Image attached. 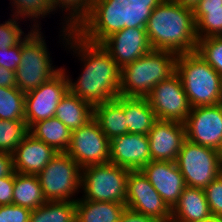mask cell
<instances>
[{
  "label": "cell",
  "instance_id": "obj_19",
  "mask_svg": "<svg viewBox=\"0 0 222 222\" xmlns=\"http://www.w3.org/2000/svg\"><path fill=\"white\" fill-rule=\"evenodd\" d=\"M57 153L54 148L28 133L13 153L14 171L38 175Z\"/></svg>",
  "mask_w": 222,
  "mask_h": 222
},
{
  "label": "cell",
  "instance_id": "obj_20",
  "mask_svg": "<svg viewBox=\"0 0 222 222\" xmlns=\"http://www.w3.org/2000/svg\"><path fill=\"white\" fill-rule=\"evenodd\" d=\"M212 218L205 191L201 188L186 186L171 209V219L175 222H207Z\"/></svg>",
  "mask_w": 222,
  "mask_h": 222
},
{
  "label": "cell",
  "instance_id": "obj_21",
  "mask_svg": "<svg viewBox=\"0 0 222 222\" xmlns=\"http://www.w3.org/2000/svg\"><path fill=\"white\" fill-rule=\"evenodd\" d=\"M94 119L109 140L128 133L124 115V97L118 96L94 107Z\"/></svg>",
  "mask_w": 222,
  "mask_h": 222
},
{
  "label": "cell",
  "instance_id": "obj_11",
  "mask_svg": "<svg viewBox=\"0 0 222 222\" xmlns=\"http://www.w3.org/2000/svg\"><path fill=\"white\" fill-rule=\"evenodd\" d=\"M146 98L158 120L184 123L191 112L192 107L176 72L159 82Z\"/></svg>",
  "mask_w": 222,
  "mask_h": 222
},
{
  "label": "cell",
  "instance_id": "obj_43",
  "mask_svg": "<svg viewBox=\"0 0 222 222\" xmlns=\"http://www.w3.org/2000/svg\"><path fill=\"white\" fill-rule=\"evenodd\" d=\"M207 222H222V218H212Z\"/></svg>",
  "mask_w": 222,
  "mask_h": 222
},
{
  "label": "cell",
  "instance_id": "obj_36",
  "mask_svg": "<svg viewBox=\"0 0 222 222\" xmlns=\"http://www.w3.org/2000/svg\"><path fill=\"white\" fill-rule=\"evenodd\" d=\"M31 210L22 206L1 205L0 222H29Z\"/></svg>",
  "mask_w": 222,
  "mask_h": 222
},
{
  "label": "cell",
  "instance_id": "obj_4",
  "mask_svg": "<svg viewBox=\"0 0 222 222\" xmlns=\"http://www.w3.org/2000/svg\"><path fill=\"white\" fill-rule=\"evenodd\" d=\"M176 57L170 51L151 50L122 67L120 96L146 98L159 82L175 72Z\"/></svg>",
  "mask_w": 222,
  "mask_h": 222
},
{
  "label": "cell",
  "instance_id": "obj_39",
  "mask_svg": "<svg viewBox=\"0 0 222 222\" xmlns=\"http://www.w3.org/2000/svg\"><path fill=\"white\" fill-rule=\"evenodd\" d=\"M13 154L0 152V178L14 173Z\"/></svg>",
  "mask_w": 222,
  "mask_h": 222
},
{
  "label": "cell",
  "instance_id": "obj_37",
  "mask_svg": "<svg viewBox=\"0 0 222 222\" xmlns=\"http://www.w3.org/2000/svg\"><path fill=\"white\" fill-rule=\"evenodd\" d=\"M21 61V42L9 48L0 49V66L16 72Z\"/></svg>",
  "mask_w": 222,
  "mask_h": 222
},
{
  "label": "cell",
  "instance_id": "obj_35",
  "mask_svg": "<svg viewBox=\"0 0 222 222\" xmlns=\"http://www.w3.org/2000/svg\"><path fill=\"white\" fill-rule=\"evenodd\" d=\"M204 191L213 218H222V173Z\"/></svg>",
  "mask_w": 222,
  "mask_h": 222
},
{
  "label": "cell",
  "instance_id": "obj_29",
  "mask_svg": "<svg viewBox=\"0 0 222 222\" xmlns=\"http://www.w3.org/2000/svg\"><path fill=\"white\" fill-rule=\"evenodd\" d=\"M29 222H76L75 201H47L31 210Z\"/></svg>",
  "mask_w": 222,
  "mask_h": 222
},
{
  "label": "cell",
  "instance_id": "obj_14",
  "mask_svg": "<svg viewBox=\"0 0 222 222\" xmlns=\"http://www.w3.org/2000/svg\"><path fill=\"white\" fill-rule=\"evenodd\" d=\"M184 126L188 141L222 151V103L192 107Z\"/></svg>",
  "mask_w": 222,
  "mask_h": 222
},
{
  "label": "cell",
  "instance_id": "obj_23",
  "mask_svg": "<svg viewBox=\"0 0 222 222\" xmlns=\"http://www.w3.org/2000/svg\"><path fill=\"white\" fill-rule=\"evenodd\" d=\"M128 133L148 135L158 120L147 98L124 97Z\"/></svg>",
  "mask_w": 222,
  "mask_h": 222
},
{
  "label": "cell",
  "instance_id": "obj_34",
  "mask_svg": "<svg viewBox=\"0 0 222 222\" xmlns=\"http://www.w3.org/2000/svg\"><path fill=\"white\" fill-rule=\"evenodd\" d=\"M10 17L8 21H3V24H0V49L18 45L28 35L21 29L20 22H18L20 19L14 16Z\"/></svg>",
  "mask_w": 222,
  "mask_h": 222
},
{
  "label": "cell",
  "instance_id": "obj_2",
  "mask_svg": "<svg viewBox=\"0 0 222 222\" xmlns=\"http://www.w3.org/2000/svg\"><path fill=\"white\" fill-rule=\"evenodd\" d=\"M163 0H93L88 18L75 31L85 41L101 44L124 28H145L152 10Z\"/></svg>",
  "mask_w": 222,
  "mask_h": 222
},
{
  "label": "cell",
  "instance_id": "obj_16",
  "mask_svg": "<svg viewBox=\"0 0 222 222\" xmlns=\"http://www.w3.org/2000/svg\"><path fill=\"white\" fill-rule=\"evenodd\" d=\"M148 138L151 160L175 162L186 140L184 123L157 120L148 132Z\"/></svg>",
  "mask_w": 222,
  "mask_h": 222
},
{
  "label": "cell",
  "instance_id": "obj_1",
  "mask_svg": "<svg viewBox=\"0 0 222 222\" xmlns=\"http://www.w3.org/2000/svg\"><path fill=\"white\" fill-rule=\"evenodd\" d=\"M61 29L59 37H63V46L73 51L83 68L75 81L67 75L69 91L93 108L120 96L121 68L110 54L100 44L85 41L75 31Z\"/></svg>",
  "mask_w": 222,
  "mask_h": 222
},
{
  "label": "cell",
  "instance_id": "obj_32",
  "mask_svg": "<svg viewBox=\"0 0 222 222\" xmlns=\"http://www.w3.org/2000/svg\"><path fill=\"white\" fill-rule=\"evenodd\" d=\"M28 133L25 120L0 119V152L13 154Z\"/></svg>",
  "mask_w": 222,
  "mask_h": 222
},
{
  "label": "cell",
  "instance_id": "obj_33",
  "mask_svg": "<svg viewBox=\"0 0 222 222\" xmlns=\"http://www.w3.org/2000/svg\"><path fill=\"white\" fill-rule=\"evenodd\" d=\"M196 52L222 76V36L198 39Z\"/></svg>",
  "mask_w": 222,
  "mask_h": 222
},
{
  "label": "cell",
  "instance_id": "obj_7",
  "mask_svg": "<svg viewBox=\"0 0 222 222\" xmlns=\"http://www.w3.org/2000/svg\"><path fill=\"white\" fill-rule=\"evenodd\" d=\"M129 171L110 162L82 168L81 193L83 195L77 199L125 204Z\"/></svg>",
  "mask_w": 222,
  "mask_h": 222
},
{
  "label": "cell",
  "instance_id": "obj_41",
  "mask_svg": "<svg viewBox=\"0 0 222 222\" xmlns=\"http://www.w3.org/2000/svg\"><path fill=\"white\" fill-rule=\"evenodd\" d=\"M0 87H16V72L0 66Z\"/></svg>",
  "mask_w": 222,
  "mask_h": 222
},
{
  "label": "cell",
  "instance_id": "obj_25",
  "mask_svg": "<svg viewBox=\"0 0 222 222\" xmlns=\"http://www.w3.org/2000/svg\"><path fill=\"white\" fill-rule=\"evenodd\" d=\"M55 117L73 131L94 118V108L68 91L59 102Z\"/></svg>",
  "mask_w": 222,
  "mask_h": 222
},
{
  "label": "cell",
  "instance_id": "obj_15",
  "mask_svg": "<svg viewBox=\"0 0 222 222\" xmlns=\"http://www.w3.org/2000/svg\"><path fill=\"white\" fill-rule=\"evenodd\" d=\"M122 68L149 53L150 46L145 28H124L107 37L100 44Z\"/></svg>",
  "mask_w": 222,
  "mask_h": 222
},
{
  "label": "cell",
  "instance_id": "obj_38",
  "mask_svg": "<svg viewBox=\"0 0 222 222\" xmlns=\"http://www.w3.org/2000/svg\"><path fill=\"white\" fill-rule=\"evenodd\" d=\"M14 173L0 178V206L13 204Z\"/></svg>",
  "mask_w": 222,
  "mask_h": 222
},
{
  "label": "cell",
  "instance_id": "obj_9",
  "mask_svg": "<svg viewBox=\"0 0 222 222\" xmlns=\"http://www.w3.org/2000/svg\"><path fill=\"white\" fill-rule=\"evenodd\" d=\"M175 162L186 186L190 187L205 189L222 173L221 152L187 139L183 142Z\"/></svg>",
  "mask_w": 222,
  "mask_h": 222
},
{
  "label": "cell",
  "instance_id": "obj_42",
  "mask_svg": "<svg viewBox=\"0 0 222 222\" xmlns=\"http://www.w3.org/2000/svg\"><path fill=\"white\" fill-rule=\"evenodd\" d=\"M171 1L190 9H193L196 6V4L199 2V0H171Z\"/></svg>",
  "mask_w": 222,
  "mask_h": 222
},
{
  "label": "cell",
  "instance_id": "obj_8",
  "mask_svg": "<svg viewBox=\"0 0 222 222\" xmlns=\"http://www.w3.org/2000/svg\"><path fill=\"white\" fill-rule=\"evenodd\" d=\"M81 167L66 152H58L37 175L47 201H77ZM75 197V198H74Z\"/></svg>",
  "mask_w": 222,
  "mask_h": 222
},
{
  "label": "cell",
  "instance_id": "obj_6",
  "mask_svg": "<svg viewBox=\"0 0 222 222\" xmlns=\"http://www.w3.org/2000/svg\"><path fill=\"white\" fill-rule=\"evenodd\" d=\"M41 29L30 27L21 41V61L16 70V87L24 94L38 88L58 74L62 67L53 66L52 57Z\"/></svg>",
  "mask_w": 222,
  "mask_h": 222
},
{
  "label": "cell",
  "instance_id": "obj_26",
  "mask_svg": "<svg viewBox=\"0 0 222 222\" xmlns=\"http://www.w3.org/2000/svg\"><path fill=\"white\" fill-rule=\"evenodd\" d=\"M29 133L57 152L67 151L72 135V131L55 116L34 123L29 128Z\"/></svg>",
  "mask_w": 222,
  "mask_h": 222
},
{
  "label": "cell",
  "instance_id": "obj_27",
  "mask_svg": "<svg viewBox=\"0 0 222 222\" xmlns=\"http://www.w3.org/2000/svg\"><path fill=\"white\" fill-rule=\"evenodd\" d=\"M46 202L37 175L14 172V205L34 210Z\"/></svg>",
  "mask_w": 222,
  "mask_h": 222
},
{
  "label": "cell",
  "instance_id": "obj_3",
  "mask_svg": "<svg viewBox=\"0 0 222 222\" xmlns=\"http://www.w3.org/2000/svg\"><path fill=\"white\" fill-rule=\"evenodd\" d=\"M145 30L152 50L176 55L196 51L198 38L193 9L163 0L152 10Z\"/></svg>",
  "mask_w": 222,
  "mask_h": 222
},
{
  "label": "cell",
  "instance_id": "obj_24",
  "mask_svg": "<svg viewBox=\"0 0 222 222\" xmlns=\"http://www.w3.org/2000/svg\"><path fill=\"white\" fill-rule=\"evenodd\" d=\"M76 222H119L125 204L78 199L75 202Z\"/></svg>",
  "mask_w": 222,
  "mask_h": 222
},
{
  "label": "cell",
  "instance_id": "obj_40",
  "mask_svg": "<svg viewBox=\"0 0 222 222\" xmlns=\"http://www.w3.org/2000/svg\"><path fill=\"white\" fill-rule=\"evenodd\" d=\"M119 222H159L157 219L125 209Z\"/></svg>",
  "mask_w": 222,
  "mask_h": 222
},
{
  "label": "cell",
  "instance_id": "obj_13",
  "mask_svg": "<svg viewBox=\"0 0 222 222\" xmlns=\"http://www.w3.org/2000/svg\"><path fill=\"white\" fill-rule=\"evenodd\" d=\"M125 205L127 209L153 217L159 222L171 219V208L141 170L129 171Z\"/></svg>",
  "mask_w": 222,
  "mask_h": 222
},
{
  "label": "cell",
  "instance_id": "obj_22",
  "mask_svg": "<svg viewBox=\"0 0 222 222\" xmlns=\"http://www.w3.org/2000/svg\"><path fill=\"white\" fill-rule=\"evenodd\" d=\"M193 14L198 39L222 36V0H199Z\"/></svg>",
  "mask_w": 222,
  "mask_h": 222
},
{
  "label": "cell",
  "instance_id": "obj_17",
  "mask_svg": "<svg viewBox=\"0 0 222 222\" xmlns=\"http://www.w3.org/2000/svg\"><path fill=\"white\" fill-rule=\"evenodd\" d=\"M140 170L172 209L186 188L184 177L176 162L151 160Z\"/></svg>",
  "mask_w": 222,
  "mask_h": 222
},
{
  "label": "cell",
  "instance_id": "obj_5",
  "mask_svg": "<svg viewBox=\"0 0 222 222\" xmlns=\"http://www.w3.org/2000/svg\"><path fill=\"white\" fill-rule=\"evenodd\" d=\"M175 72L180 76L191 107L222 103V76L196 51L177 55Z\"/></svg>",
  "mask_w": 222,
  "mask_h": 222
},
{
  "label": "cell",
  "instance_id": "obj_12",
  "mask_svg": "<svg viewBox=\"0 0 222 222\" xmlns=\"http://www.w3.org/2000/svg\"><path fill=\"white\" fill-rule=\"evenodd\" d=\"M67 72L62 67L53 78L25 94V121L28 128L36 122L55 116L59 102L69 91Z\"/></svg>",
  "mask_w": 222,
  "mask_h": 222
},
{
  "label": "cell",
  "instance_id": "obj_28",
  "mask_svg": "<svg viewBox=\"0 0 222 222\" xmlns=\"http://www.w3.org/2000/svg\"><path fill=\"white\" fill-rule=\"evenodd\" d=\"M50 5L52 14L57 13L58 9H61L60 11L64 14L62 15L64 16V20L61 19V21H64L61 22L62 26L65 24L63 26L64 28L70 31H76L88 18L92 9L93 0H50Z\"/></svg>",
  "mask_w": 222,
  "mask_h": 222
},
{
  "label": "cell",
  "instance_id": "obj_10",
  "mask_svg": "<svg viewBox=\"0 0 222 222\" xmlns=\"http://www.w3.org/2000/svg\"><path fill=\"white\" fill-rule=\"evenodd\" d=\"M110 140L93 118L86 125L72 131L66 153L84 168L110 162Z\"/></svg>",
  "mask_w": 222,
  "mask_h": 222
},
{
  "label": "cell",
  "instance_id": "obj_30",
  "mask_svg": "<svg viewBox=\"0 0 222 222\" xmlns=\"http://www.w3.org/2000/svg\"><path fill=\"white\" fill-rule=\"evenodd\" d=\"M12 3L11 16L19 18L21 21L27 18L31 24L33 29H41V18H45V16L50 15L51 5L50 0H10ZM23 18V19H22ZM38 19V20H37ZM39 21V22H38ZM34 22V23H33Z\"/></svg>",
  "mask_w": 222,
  "mask_h": 222
},
{
  "label": "cell",
  "instance_id": "obj_44",
  "mask_svg": "<svg viewBox=\"0 0 222 222\" xmlns=\"http://www.w3.org/2000/svg\"><path fill=\"white\" fill-rule=\"evenodd\" d=\"M164 222H175V221H173L172 219H170V220H167V221H164Z\"/></svg>",
  "mask_w": 222,
  "mask_h": 222
},
{
  "label": "cell",
  "instance_id": "obj_18",
  "mask_svg": "<svg viewBox=\"0 0 222 222\" xmlns=\"http://www.w3.org/2000/svg\"><path fill=\"white\" fill-rule=\"evenodd\" d=\"M110 163L140 170L151 161L149 138L144 134L126 133L110 140Z\"/></svg>",
  "mask_w": 222,
  "mask_h": 222
},
{
  "label": "cell",
  "instance_id": "obj_31",
  "mask_svg": "<svg viewBox=\"0 0 222 222\" xmlns=\"http://www.w3.org/2000/svg\"><path fill=\"white\" fill-rule=\"evenodd\" d=\"M0 119L25 120V94L17 87H0Z\"/></svg>",
  "mask_w": 222,
  "mask_h": 222
}]
</instances>
